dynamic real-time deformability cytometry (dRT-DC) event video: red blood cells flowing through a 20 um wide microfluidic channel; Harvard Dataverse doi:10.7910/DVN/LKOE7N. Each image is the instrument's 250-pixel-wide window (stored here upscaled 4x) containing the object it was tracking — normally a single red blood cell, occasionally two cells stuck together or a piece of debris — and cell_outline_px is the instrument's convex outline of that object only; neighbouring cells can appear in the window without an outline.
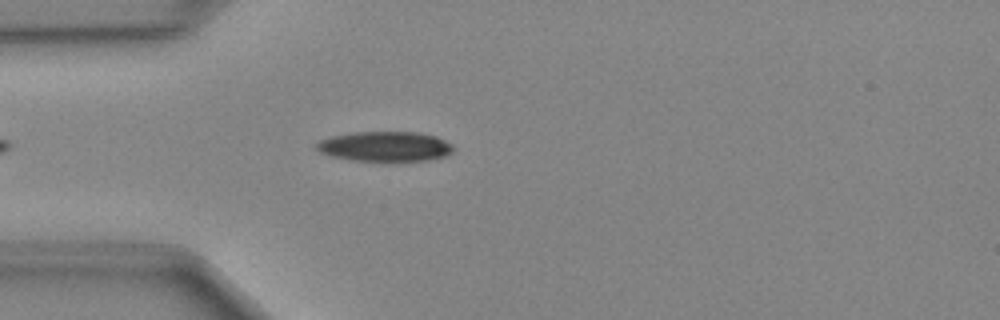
{"species": "Egyptian fruit bat (a non-hibernating species)", "species_latin": "Rousettus aegyptiacus", "temperature_condition": "cold", "stored_images_in_passage": 19, "camera_frame_rate_fps": 3000, "um_per_image_px": 0.085, "animal": {"sex": "female"}, "frame": {"image": 1, "passage_image": 1, "time_ms": 0.0, "image_size_px": [1000, 320], "cell_outline_px": [[452, 152], [444, 156], [428, 160], [352, 160], [332, 156], [320, 152], [316, 148], [316, 144], [320, 140], [332, 136], [356, 132], [416, 132], [436, 136], [452, 144]], "centroid_in_image_um": [32.72, 12.43], "position_along_channel_um": 52.3, "area_um2": 23.47}}
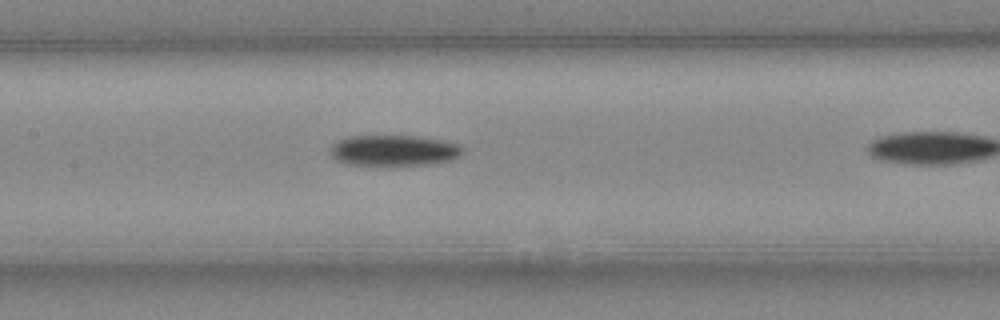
{"frame": {"image": 2, "passage_image": 7, "time_ms": 2.0, "image_size_px": [1000, 320], "cell_outline_px": [[464, 152], [448, 160], [424, 164], [348, 164], [336, 160], [332, 156], [332, 144], [336, 140], [348, 136], [416, 136], [440, 140], [460, 144], [464, 148]], "centroid_in_image_um": [33.45, 12.76], "position_along_channel_um": 173.9, "area_um2": 23.24}}
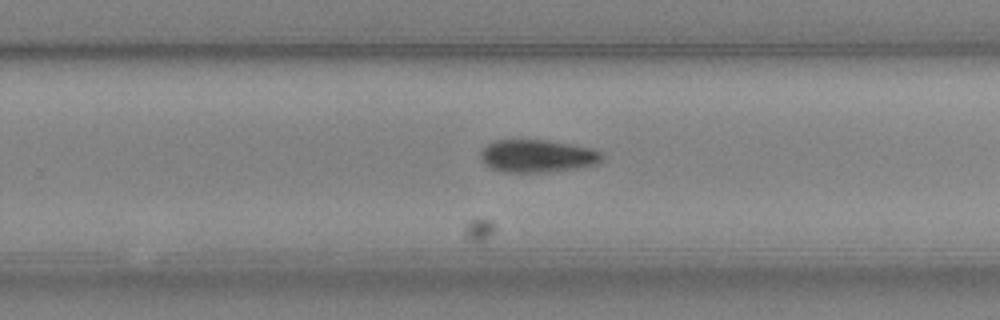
{"frame": {"image": 3, "passage_image": 15, "time_ms": 4.667, "image_size_px": [1000, 320], "cell_outline_px": [[600, 160], [596, 164], [576, 168], [548, 172], [504, 172], [492, 168], [484, 164], [480, 160], [480, 152], [488, 144], [496, 140], [544, 140], [568, 144], [588, 148], [600, 152]], "centroid_in_image_um": [45.59, 13.27], "position_along_channel_um": 284.2, "area_um2": 22.72}}